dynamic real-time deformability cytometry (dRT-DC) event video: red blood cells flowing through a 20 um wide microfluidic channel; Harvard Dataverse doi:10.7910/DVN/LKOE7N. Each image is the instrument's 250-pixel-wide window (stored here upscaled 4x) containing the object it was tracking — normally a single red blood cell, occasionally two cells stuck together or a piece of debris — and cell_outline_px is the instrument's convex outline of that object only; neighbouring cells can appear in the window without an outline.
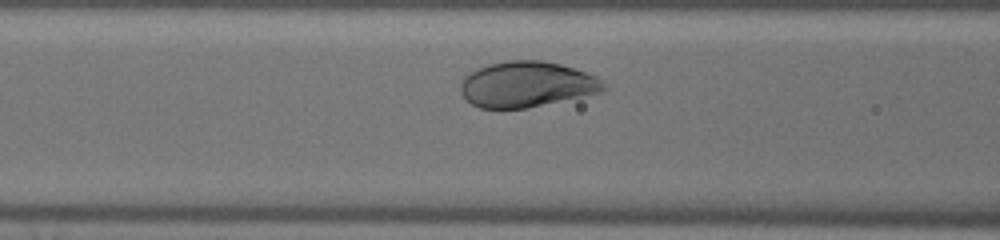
{"species": "human", "species_latin": "Homo sapiens", "temperature_condition": "warm", "stored_images_in_passage": 27, "camera_frame_rate_fps": 3000, "um_per_image_px": 0.085, "donor": {"sex": "male"}, "frame": {"image": 1, "passage_image": 9, "time_ms": 2.667, "image_size_px": [1000, 240], "cell_outline_px": [[608, 88], [600, 92], [524, 108], [480, 108], [472, 104], [460, 92], [460, 84], [472, 72], [488, 64], [504, 60], [540, 60], [560, 64], [596, 76]], "centroid_in_image_um": [44.76, 7.16], "position_along_channel_um": 121.8, "area_um2": 37.4}}
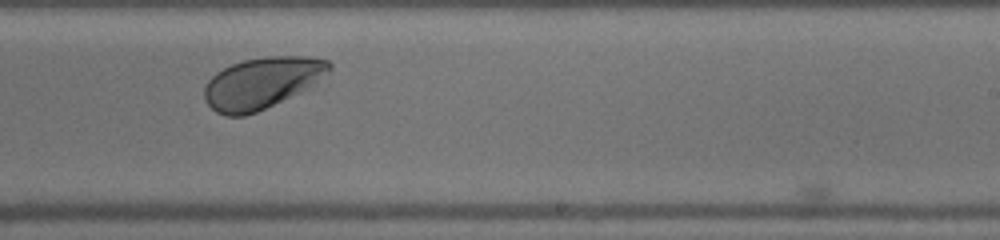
{"frame": {"image": 2, "passage_image": 19, "time_ms": 6.0, "image_size_px": [1000, 240], "cell_outline_px": [[332, 68], [328, 72], [300, 92], [256, 112], [244, 116], [228, 116], [216, 112], [204, 100], [204, 88], [208, 80], [216, 72], [232, 64], [244, 60], [264, 56], [308, 56], [328, 60], [332, 64]], "centroid_in_image_um": [22.23, 7.04], "position_along_channel_um": 266.8, "area_um2": 36.99}}
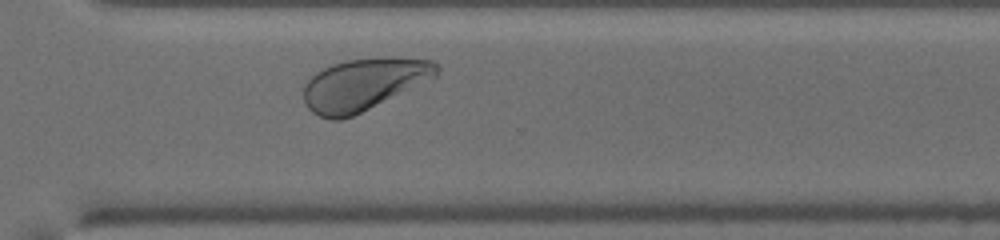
{"frame": {"image": 3, "passage_image": 24, "time_ms": 7.667, "image_size_px": [1000, 240], "cell_outline_px": [[440, 72], [436, 76], [352, 116], [340, 120], [332, 120], [320, 116], [312, 112], [308, 108], [304, 100], [304, 84], [316, 72], [332, 64], [344, 60], [392, 56], [432, 60], [440, 68]], "centroid_in_image_um": [30.9, 7.14], "position_along_channel_um": 339.7, "area_um2": 40.0}}